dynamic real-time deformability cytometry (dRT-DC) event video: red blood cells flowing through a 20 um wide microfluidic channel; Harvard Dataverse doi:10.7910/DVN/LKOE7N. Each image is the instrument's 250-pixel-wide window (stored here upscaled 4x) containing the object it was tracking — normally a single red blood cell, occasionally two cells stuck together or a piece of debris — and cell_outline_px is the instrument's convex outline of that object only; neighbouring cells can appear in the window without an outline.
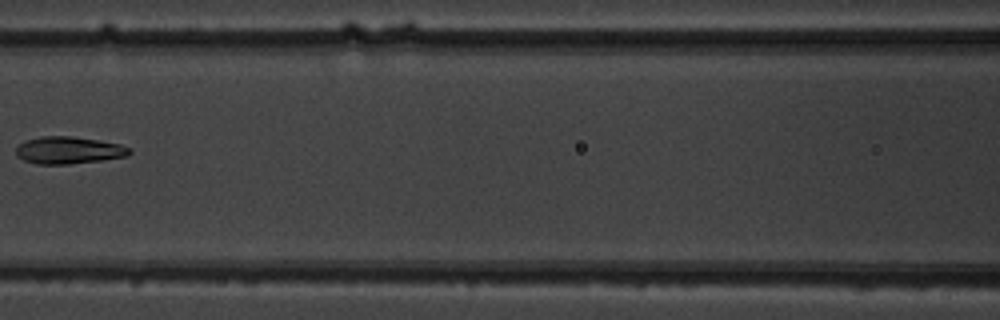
{"species": "common noctule bat (a hibernating species)", "species_latin": "Nyctalus noctula", "temperature_condition": "warm", "stored_images_in_passage": 8, "camera_frame_rate_fps": 3000, "um_per_image_px": 0.085, "animal": {"sex": "male", "body_mass_g": 19.5, "forearm_length_mm": 54.6}, "frame": {"image": 1, "passage_image": 8, "time_ms": 8.0, "image_size_px": [1000, 320], "cell_outline_px": [[132, 152], [128, 156], [104, 160], [68, 164], [36, 164], [24, 160], [16, 156], [16, 148], [24, 140], [40, 136], [72, 136], [100, 140], [120, 144], [128, 148]], "centroid_in_image_um": [5.83, 12.77], "position_along_channel_um": 160.8, "area_um2": 18.15}}